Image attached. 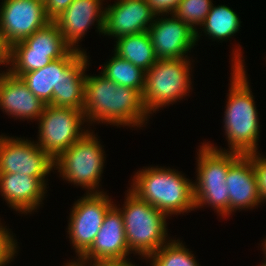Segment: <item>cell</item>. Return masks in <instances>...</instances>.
Wrapping results in <instances>:
<instances>
[{"instance_id": "obj_1", "label": "cell", "mask_w": 266, "mask_h": 266, "mask_svg": "<svg viewBox=\"0 0 266 266\" xmlns=\"http://www.w3.org/2000/svg\"><path fill=\"white\" fill-rule=\"evenodd\" d=\"M237 47L233 49L232 67H231V87L227 94V100L224 111V130L228 149L217 148L209 142L206 145L219 151L237 152L242 155L258 151V140L260 134V123L258 110L247 79L246 69L244 67L243 55ZM234 64V65H233ZM233 69V70H232Z\"/></svg>"}, {"instance_id": "obj_2", "label": "cell", "mask_w": 266, "mask_h": 266, "mask_svg": "<svg viewBox=\"0 0 266 266\" xmlns=\"http://www.w3.org/2000/svg\"><path fill=\"white\" fill-rule=\"evenodd\" d=\"M83 112L91 125L102 122L140 128L150 118L137 90L118 85L101 73L97 76L86 74Z\"/></svg>"}, {"instance_id": "obj_3", "label": "cell", "mask_w": 266, "mask_h": 266, "mask_svg": "<svg viewBox=\"0 0 266 266\" xmlns=\"http://www.w3.org/2000/svg\"><path fill=\"white\" fill-rule=\"evenodd\" d=\"M191 181L175 169L151 166L136 172L129 190L170 217L196 209Z\"/></svg>"}, {"instance_id": "obj_4", "label": "cell", "mask_w": 266, "mask_h": 266, "mask_svg": "<svg viewBox=\"0 0 266 266\" xmlns=\"http://www.w3.org/2000/svg\"><path fill=\"white\" fill-rule=\"evenodd\" d=\"M124 206L117 207L122 214L129 251L147 260L169 239L167 216L133 192H126Z\"/></svg>"}, {"instance_id": "obj_5", "label": "cell", "mask_w": 266, "mask_h": 266, "mask_svg": "<svg viewBox=\"0 0 266 266\" xmlns=\"http://www.w3.org/2000/svg\"><path fill=\"white\" fill-rule=\"evenodd\" d=\"M197 152L196 183L194 182L195 208L211 206L219 216H229V191L226 176L229 167L242 155L219 151L202 143ZM228 215V216H227ZM226 216V217H225Z\"/></svg>"}, {"instance_id": "obj_6", "label": "cell", "mask_w": 266, "mask_h": 266, "mask_svg": "<svg viewBox=\"0 0 266 266\" xmlns=\"http://www.w3.org/2000/svg\"><path fill=\"white\" fill-rule=\"evenodd\" d=\"M190 61L189 58L158 59L145 72L142 102L149 116L163 106L181 101L192 91Z\"/></svg>"}, {"instance_id": "obj_7", "label": "cell", "mask_w": 266, "mask_h": 266, "mask_svg": "<svg viewBox=\"0 0 266 266\" xmlns=\"http://www.w3.org/2000/svg\"><path fill=\"white\" fill-rule=\"evenodd\" d=\"M96 136L94 131H88L54 160V170L63 180L87 189V193H104L98 188L106 154Z\"/></svg>"}, {"instance_id": "obj_8", "label": "cell", "mask_w": 266, "mask_h": 266, "mask_svg": "<svg viewBox=\"0 0 266 266\" xmlns=\"http://www.w3.org/2000/svg\"><path fill=\"white\" fill-rule=\"evenodd\" d=\"M70 49L57 24L51 21L7 49V70L21 77L24 73L41 69L53 60L62 58Z\"/></svg>"}, {"instance_id": "obj_9", "label": "cell", "mask_w": 266, "mask_h": 266, "mask_svg": "<svg viewBox=\"0 0 266 266\" xmlns=\"http://www.w3.org/2000/svg\"><path fill=\"white\" fill-rule=\"evenodd\" d=\"M37 121L39 137L35 142L54 160L89 131L84 128L83 110L71 107L46 105Z\"/></svg>"}, {"instance_id": "obj_10", "label": "cell", "mask_w": 266, "mask_h": 266, "mask_svg": "<svg viewBox=\"0 0 266 266\" xmlns=\"http://www.w3.org/2000/svg\"><path fill=\"white\" fill-rule=\"evenodd\" d=\"M71 208L67 234L72 248L80 258L93 244L107 211L114 205L104 193H86Z\"/></svg>"}, {"instance_id": "obj_11", "label": "cell", "mask_w": 266, "mask_h": 266, "mask_svg": "<svg viewBox=\"0 0 266 266\" xmlns=\"http://www.w3.org/2000/svg\"><path fill=\"white\" fill-rule=\"evenodd\" d=\"M0 7V39L6 49L51 22L44 0H3Z\"/></svg>"}, {"instance_id": "obj_12", "label": "cell", "mask_w": 266, "mask_h": 266, "mask_svg": "<svg viewBox=\"0 0 266 266\" xmlns=\"http://www.w3.org/2000/svg\"><path fill=\"white\" fill-rule=\"evenodd\" d=\"M54 166V159L34 140L0 135V174L18 173L45 178Z\"/></svg>"}, {"instance_id": "obj_13", "label": "cell", "mask_w": 266, "mask_h": 266, "mask_svg": "<svg viewBox=\"0 0 266 266\" xmlns=\"http://www.w3.org/2000/svg\"><path fill=\"white\" fill-rule=\"evenodd\" d=\"M167 16L156 15L148 29L156 57L167 60L190 58L186 54L196 45V31L173 14Z\"/></svg>"}, {"instance_id": "obj_14", "label": "cell", "mask_w": 266, "mask_h": 266, "mask_svg": "<svg viewBox=\"0 0 266 266\" xmlns=\"http://www.w3.org/2000/svg\"><path fill=\"white\" fill-rule=\"evenodd\" d=\"M105 7L103 36H121L148 32L156 14L146 0H117Z\"/></svg>"}, {"instance_id": "obj_15", "label": "cell", "mask_w": 266, "mask_h": 266, "mask_svg": "<svg viewBox=\"0 0 266 266\" xmlns=\"http://www.w3.org/2000/svg\"><path fill=\"white\" fill-rule=\"evenodd\" d=\"M104 0H74L54 22L59 27L64 41L72 48L84 51L79 47V41L94 23L97 32L103 33L105 8ZM96 21V22H95Z\"/></svg>"}, {"instance_id": "obj_16", "label": "cell", "mask_w": 266, "mask_h": 266, "mask_svg": "<svg viewBox=\"0 0 266 266\" xmlns=\"http://www.w3.org/2000/svg\"><path fill=\"white\" fill-rule=\"evenodd\" d=\"M129 251L125 237L121 211L114 204L106 213L100 231L91 247L78 258L82 262L94 260L128 259Z\"/></svg>"}, {"instance_id": "obj_17", "label": "cell", "mask_w": 266, "mask_h": 266, "mask_svg": "<svg viewBox=\"0 0 266 266\" xmlns=\"http://www.w3.org/2000/svg\"><path fill=\"white\" fill-rule=\"evenodd\" d=\"M46 178L18 173L0 174V194L10 208L21 214L39 209L47 193Z\"/></svg>"}, {"instance_id": "obj_18", "label": "cell", "mask_w": 266, "mask_h": 266, "mask_svg": "<svg viewBox=\"0 0 266 266\" xmlns=\"http://www.w3.org/2000/svg\"><path fill=\"white\" fill-rule=\"evenodd\" d=\"M45 106L20 77L12 75L8 70L3 71L0 78V109L4 113L20 120L36 121Z\"/></svg>"}, {"instance_id": "obj_19", "label": "cell", "mask_w": 266, "mask_h": 266, "mask_svg": "<svg viewBox=\"0 0 266 266\" xmlns=\"http://www.w3.org/2000/svg\"><path fill=\"white\" fill-rule=\"evenodd\" d=\"M229 191V216L237 210L252 209L260 203L252 161L241 155L230 167L226 176Z\"/></svg>"}, {"instance_id": "obj_20", "label": "cell", "mask_w": 266, "mask_h": 266, "mask_svg": "<svg viewBox=\"0 0 266 266\" xmlns=\"http://www.w3.org/2000/svg\"><path fill=\"white\" fill-rule=\"evenodd\" d=\"M86 51L82 52L67 68L60 74V82L57 90H53L52 103L54 107H71L83 110L84 84L86 70L90 60Z\"/></svg>"}, {"instance_id": "obj_21", "label": "cell", "mask_w": 266, "mask_h": 266, "mask_svg": "<svg viewBox=\"0 0 266 266\" xmlns=\"http://www.w3.org/2000/svg\"><path fill=\"white\" fill-rule=\"evenodd\" d=\"M77 49H70L62 58L53 60L41 69L24 73L20 78L29 90L44 104L51 105L53 90H57L60 74L82 53Z\"/></svg>"}, {"instance_id": "obj_22", "label": "cell", "mask_w": 266, "mask_h": 266, "mask_svg": "<svg viewBox=\"0 0 266 266\" xmlns=\"http://www.w3.org/2000/svg\"><path fill=\"white\" fill-rule=\"evenodd\" d=\"M114 53L145 72L158 60L148 32L121 36L116 39Z\"/></svg>"}, {"instance_id": "obj_23", "label": "cell", "mask_w": 266, "mask_h": 266, "mask_svg": "<svg viewBox=\"0 0 266 266\" xmlns=\"http://www.w3.org/2000/svg\"><path fill=\"white\" fill-rule=\"evenodd\" d=\"M214 6L213 4L200 29L206 36L211 37L210 39H214L213 41H226L239 31L242 22L230 7Z\"/></svg>"}, {"instance_id": "obj_24", "label": "cell", "mask_w": 266, "mask_h": 266, "mask_svg": "<svg viewBox=\"0 0 266 266\" xmlns=\"http://www.w3.org/2000/svg\"><path fill=\"white\" fill-rule=\"evenodd\" d=\"M113 55L102 67L101 74L118 85L137 90L142 95L145 88V71L115 53Z\"/></svg>"}, {"instance_id": "obj_25", "label": "cell", "mask_w": 266, "mask_h": 266, "mask_svg": "<svg viewBox=\"0 0 266 266\" xmlns=\"http://www.w3.org/2000/svg\"><path fill=\"white\" fill-rule=\"evenodd\" d=\"M186 247L179 239H171L147 259L151 266H201Z\"/></svg>"}, {"instance_id": "obj_26", "label": "cell", "mask_w": 266, "mask_h": 266, "mask_svg": "<svg viewBox=\"0 0 266 266\" xmlns=\"http://www.w3.org/2000/svg\"><path fill=\"white\" fill-rule=\"evenodd\" d=\"M212 5V0H181L173 13L177 19L196 31V44L202 36L196 27L197 25L201 27L204 23Z\"/></svg>"}, {"instance_id": "obj_27", "label": "cell", "mask_w": 266, "mask_h": 266, "mask_svg": "<svg viewBox=\"0 0 266 266\" xmlns=\"http://www.w3.org/2000/svg\"><path fill=\"white\" fill-rule=\"evenodd\" d=\"M5 227L7 226H3L0 221V266H6L11 263L19 247L13 233Z\"/></svg>"}, {"instance_id": "obj_28", "label": "cell", "mask_w": 266, "mask_h": 266, "mask_svg": "<svg viewBox=\"0 0 266 266\" xmlns=\"http://www.w3.org/2000/svg\"><path fill=\"white\" fill-rule=\"evenodd\" d=\"M246 154L252 161L260 203L266 201V157L260 152Z\"/></svg>"}, {"instance_id": "obj_29", "label": "cell", "mask_w": 266, "mask_h": 266, "mask_svg": "<svg viewBox=\"0 0 266 266\" xmlns=\"http://www.w3.org/2000/svg\"><path fill=\"white\" fill-rule=\"evenodd\" d=\"M181 0H146L156 15H171Z\"/></svg>"}, {"instance_id": "obj_30", "label": "cell", "mask_w": 266, "mask_h": 266, "mask_svg": "<svg viewBox=\"0 0 266 266\" xmlns=\"http://www.w3.org/2000/svg\"><path fill=\"white\" fill-rule=\"evenodd\" d=\"M74 0H44L47 17L54 21Z\"/></svg>"}, {"instance_id": "obj_31", "label": "cell", "mask_w": 266, "mask_h": 266, "mask_svg": "<svg viewBox=\"0 0 266 266\" xmlns=\"http://www.w3.org/2000/svg\"><path fill=\"white\" fill-rule=\"evenodd\" d=\"M85 263L88 266H135L130 259L94 260Z\"/></svg>"}, {"instance_id": "obj_32", "label": "cell", "mask_w": 266, "mask_h": 266, "mask_svg": "<svg viewBox=\"0 0 266 266\" xmlns=\"http://www.w3.org/2000/svg\"><path fill=\"white\" fill-rule=\"evenodd\" d=\"M63 266H88L85 262L80 261L78 258L76 259V261L73 259V261L71 260L68 261L66 264H64Z\"/></svg>"}, {"instance_id": "obj_33", "label": "cell", "mask_w": 266, "mask_h": 266, "mask_svg": "<svg viewBox=\"0 0 266 266\" xmlns=\"http://www.w3.org/2000/svg\"><path fill=\"white\" fill-rule=\"evenodd\" d=\"M0 59H7V49L2 44L1 39H0Z\"/></svg>"}, {"instance_id": "obj_34", "label": "cell", "mask_w": 266, "mask_h": 266, "mask_svg": "<svg viewBox=\"0 0 266 266\" xmlns=\"http://www.w3.org/2000/svg\"><path fill=\"white\" fill-rule=\"evenodd\" d=\"M0 65H4L3 67L6 66V68H7V59H0ZM2 74H3V72L2 73L0 72V78H1Z\"/></svg>"}, {"instance_id": "obj_35", "label": "cell", "mask_w": 266, "mask_h": 266, "mask_svg": "<svg viewBox=\"0 0 266 266\" xmlns=\"http://www.w3.org/2000/svg\"><path fill=\"white\" fill-rule=\"evenodd\" d=\"M261 246H262V251L264 252V256H265L264 259H265L266 258V239L265 238Z\"/></svg>"}, {"instance_id": "obj_36", "label": "cell", "mask_w": 266, "mask_h": 266, "mask_svg": "<svg viewBox=\"0 0 266 266\" xmlns=\"http://www.w3.org/2000/svg\"><path fill=\"white\" fill-rule=\"evenodd\" d=\"M264 263L260 264V266H266V259H264Z\"/></svg>"}]
</instances>
